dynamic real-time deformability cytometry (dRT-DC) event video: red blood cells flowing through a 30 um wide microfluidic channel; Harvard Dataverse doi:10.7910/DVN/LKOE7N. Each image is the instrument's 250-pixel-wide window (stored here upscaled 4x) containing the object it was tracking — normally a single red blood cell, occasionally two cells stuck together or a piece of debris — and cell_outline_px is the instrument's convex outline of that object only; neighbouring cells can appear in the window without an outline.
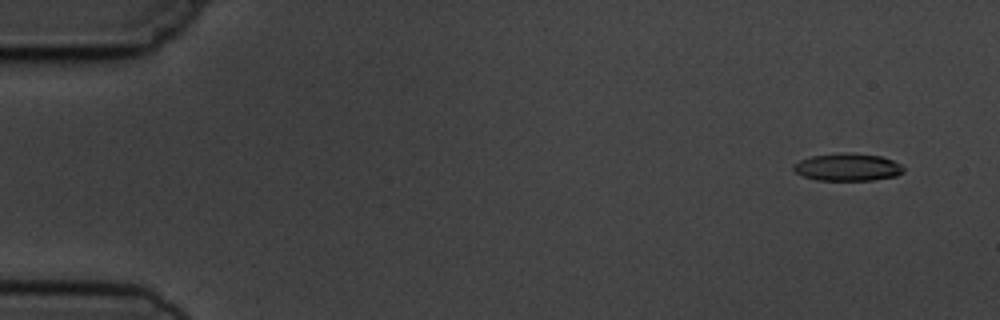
{"species": "common noctule bat (a hibernating species)", "species_latin": "Nyctalus noctula", "temperature_condition": "cold", "stored_images_in_passage": 5, "camera_frame_rate_fps": 3000, "um_per_image_px": 0.085, "animal": {"sex": "male", "body_mass_g": 19.5, "forearm_length_mm": 54.6}, "frame": {"image": 1, "passage_image": 1, "time_ms": 0.0, "image_size_px": [1000, 320], "cell_outline_px": [[904, 172], [896, 176], [872, 180], [816, 180], [804, 176], [796, 172], [792, 168], [792, 164], [800, 160], [812, 156], [880, 156], [892, 160], [900, 164], [904, 168]], "centroid_in_image_um": [72.05, 14.27], "position_along_channel_um": 13.0, "area_um2": 16.59}}